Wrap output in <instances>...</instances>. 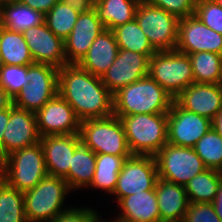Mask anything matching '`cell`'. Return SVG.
Listing matches in <instances>:
<instances>
[{"label": "cell", "instance_id": "6da1fadb", "mask_svg": "<svg viewBox=\"0 0 222 222\" xmlns=\"http://www.w3.org/2000/svg\"><path fill=\"white\" fill-rule=\"evenodd\" d=\"M58 94L71 105L80 121L113 115V94L102 83L101 77L78 64L59 68Z\"/></svg>", "mask_w": 222, "mask_h": 222}, {"label": "cell", "instance_id": "7a4b0ae2", "mask_svg": "<svg viewBox=\"0 0 222 222\" xmlns=\"http://www.w3.org/2000/svg\"><path fill=\"white\" fill-rule=\"evenodd\" d=\"M173 102V96L148 75L113 94V115L168 113Z\"/></svg>", "mask_w": 222, "mask_h": 222}, {"label": "cell", "instance_id": "3957f363", "mask_svg": "<svg viewBox=\"0 0 222 222\" xmlns=\"http://www.w3.org/2000/svg\"><path fill=\"white\" fill-rule=\"evenodd\" d=\"M47 175L40 142L14 151L0 162V178L23 193L34 188Z\"/></svg>", "mask_w": 222, "mask_h": 222}, {"label": "cell", "instance_id": "277c9868", "mask_svg": "<svg viewBox=\"0 0 222 222\" xmlns=\"http://www.w3.org/2000/svg\"><path fill=\"white\" fill-rule=\"evenodd\" d=\"M168 113L122 116L132 155L155 156L167 144Z\"/></svg>", "mask_w": 222, "mask_h": 222}, {"label": "cell", "instance_id": "5b68a950", "mask_svg": "<svg viewBox=\"0 0 222 222\" xmlns=\"http://www.w3.org/2000/svg\"><path fill=\"white\" fill-rule=\"evenodd\" d=\"M69 191L71 189L64 178L51 175L44 177L34 188L24 192L27 221L49 222L56 218L67 209L62 206Z\"/></svg>", "mask_w": 222, "mask_h": 222}, {"label": "cell", "instance_id": "8992f818", "mask_svg": "<svg viewBox=\"0 0 222 222\" xmlns=\"http://www.w3.org/2000/svg\"><path fill=\"white\" fill-rule=\"evenodd\" d=\"M79 135L96 154L132 156L122 121L115 115L81 121Z\"/></svg>", "mask_w": 222, "mask_h": 222}, {"label": "cell", "instance_id": "52a82bcc", "mask_svg": "<svg viewBox=\"0 0 222 222\" xmlns=\"http://www.w3.org/2000/svg\"><path fill=\"white\" fill-rule=\"evenodd\" d=\"M148 75L174 99L195 83L190 57L178 50L155 52L149 60Z\"/></svg>", "mask_w": 222, "mask_h": 222}, {"label": "cell", "instance_id": "ba28073f", "mask_svg": "<svg viewBox=\"0 0 222 222\" xmlns=\"http://www.w3.org/2000/svg\"><path fill=\"white\" fill-rule=\"evenodd\" d=\"M135 20L156 52L175 50L179 19L164 9L139 3Z\"/></svg>", "mask_w": 222, "mask_h": 222}, {"label": "cell", "instance_id": "9c48e42d", "mask_svg": "<svg viewBox=\"0 0 222 222\" xmlns=\"http://www.w3.org/2000/svg\"><path fill=\"white\" fill-rule=\"evenodd\" d=\"M154 157L158 177L184 187L194 176L207 169L203 160L189 147L167 143Z\"/></svg>", "mask_w": 222, "mask_h": 222}, {"label": "cell", "instance_id": "30bf717a", "mask_svg": "<svg viewBox=\"0 0 222 222\" xmlns=\"http://www.w3.org/2000/svg\"><path fill=\"white\" fill-rule=\"evenodd\" d=\"M58 72V68L49 64L28 65L30 82L13 99V105L36 114L58 94Z\"/></svg>", "mask_w": 222, "mask_h": 222}, {"label": "cell", "instance_id": "8fae6325", "mask_svg": "<svg viewBox=\"0 0 222 222\" xmlns=\"http://www.w3.org/2000/svg\"><path fill=\"white\" fill-rule=\"evenodd\" d=\"M158 178L154 156L132 155L123 163L113 195L118 201L131 194L155 190Z\"/></svg>", "mask_w": 222, "mask_h": 222}, {"label": "cell", "instance_id": "7c38bea8", "mask_svg": "<svg viewBox=\"0 0 222 222\" xmlns=\"http://www.w3.org/2000/svg\"><path fill=\"white\" fill-rule=\"evenodd\" d=\"M211 128L212 120L186 111L174 101L168 112L167 142L193 148Z\"/></svg>", "mask_w": 222, "mask_h": 222}, {"label": "cell", "instance_id": "4fadbf2b", "mask_svg": "<svg viewBox=\"0 0 222 222\" xmlns=\"http://www.w3.org/2000/svg\"><path fill=\"white\" fill-rule=\"evenodd\" d=\"M152 55L119 49L116 59L102 75V83L114 94L122 87L148 76Z\"/></svg>", "mask_w": 222, "mask_h": 222}, {"label": "cell", "instance_id": "5bb4252c", "mask_svg": "<svg viewBox=\"0 0 222 222\" xmlns=\"http://www.w3.org/2000/svg\"><path fill=\"white\" fill-rule=\"evenodd\" d=\"M105 30L92 5H87L68 37L64 40V53L67 64H78L87 54L97 36Z\"/></svg>", "mask_w": 222, "mask_h": 222}, {"label": "cell", "instance_id": "9a60e30c", "mask_svg": "<svg viewBox=\"0 0 222 222\" xmlns=\"http://www.w3.org/2000/svg\"><path fill=\"white\" fill-rule=\"evenodd\" d=\"M175 50L186 55L202 51L222 55V34L208 28L195 15L179 19Z\"/></svg>", "mask_w": 222, "mask_h": 222}, {"label": "cell", "instance_id": "2e32d148", "mask_svg": "<svg viewBox=\"0 0 222 222\" xmlns=\"http://www.w3.org/2000/svg\"><path fill=\"white\" fill-rule=\"evenodd\" d=\"M36 119L40 137L80 132L81 121L71 105L59 94L44 104L36 113Z\"/></svg>", "mask_w": 222, "mask_h": 222}, {"label": "cell", "instance_id": "e0dca14e", "mask_svg": "<svg viewBox=\"0 0 222 222\" xmlns=\"http://www.w3.org/2000/svg\"><path fill=\"white\" fill-rule=\"evenodd\" d=\"M36 114L10 106V119L2 138V160L14 151L40 142Z\"/></svg>", "mask_w": 222, "mask_h": 222}, {"label": "cell", "instance_id": "ac0fdd59", "mask_svg": "<svg viewBox=\"0 0 222 222\" xmlns=\"http://www.w3.org/2000/svg\"><path fill=\"white\" fill-rule=\"evenodd\" d=\"M34 63L49 64L61 68L67 64L64 41L45 24L31 27L23 33Z\"/></svg>", "mask_w": 222, "mask_h": 222}, {"label": "cell", "instance_id": "d6986e66", "mask_svg": "<svg viewBox=\"0 0 222 222\" xmlns=\"http://www.w3.org/2000/svg\"><path fill=\"white\" fill-rule=\"evenodd\" d=\"M174 101L186 111L212 120L222 109V83H193Z\"/></svg>", "mask_w": 222, "mask_h": 222}, {"label": "cell", "instance_id": "ffe728a7", "mask_svg": "<svg viewBox=\"0 0 222 222\" xmlns=\"http://www.w3.org/2000/svg\"><path fill=\"white\" fill-rule=\"evenodd\" d=\"M80 143L79 133L41 137L48 175L64 178L69 173L73 153Z\"/></svg>", "mask_w": 222, "mask_h": 222}, {"label": "cell", "instance_id": "44dd1931", "mask_svg": "<svg viewBox=\"0 0 222 222\" xmlns=\"http://www.w3.org/2000/svg\"><path fill=\"white\" fill-rule=\"evenodd\" d=\"M117 202L121 214L113 222H161L155 190L131 194Z\"/></svg>", "mask_w": 222, "mask_h": 222}, {"label": "cell", "instance_id": "7402d4cb", "mask_svg": "<svg viewBox=\"0 0 222 222\" xmlns=\"http://www.w3.org/2000/svg\"><path fill=\"white\" fill-rule=\"evenodd\" d=\"M155 194L161 222H182L190 204L185 187L158 178Z\"/></svg>", "mask_w": 222, "mask_h": 222}, {"label": "cell", "instance_id": "603a6c76", "mask_svg": "<svg viewBox=\"0 0 222 222\" xmlns=\"http://www.w3.org/2000/svg\"><path fill=\"white\" fill-rule=\"evenodd\" d=\"M119 51L112 30H103L91 44L78 65L91 74L102 77L114 62Z\"/></svg>", "mask_w": 222, "mask_h": 222}, {"label": "cell", "instance_id": "cb8c5ba5", "mask_svg": "<svg viewBox=\"0 0 222 222\" xmlns=\"http://www.w3.org/2000/svg\"><path fill=\"white\" fill-rule=\"evenodd\" d=\"M86 6L77 0H59L44 15V22L57 37L64 41L71 33L80 12Z\"/></svg>", "mask_w": 222, "mask_h": 222}, {"label": "cell", "instance_id": "d4e9b609", "mask_svg": "<svg viewBox=\"0 0 222 222\" xmlns=\"http://www.w3.org/2000/svg\"><path fill=\"white\" fill-rule=\"evenodd\" d=\"M96 168V153L82 142L75 148L69 173L64 177L70 189L88 188L91 184Z\"/></svg>", "mask_w": 222, "mask_h": 222}, {"label": "cell", "instance_id": "484cf974", "mask_svg": "<svg viewBox=\"0 0 222 222\" xmlns=\"http://www.w3.org/2000/svg\"><path fill=\"white\" fill-rule=\"evenodd\" d=\"M44 22V15L19 1L0 5V25L8 30L23 33Z\"/></svg>", "mask_w": 222, "mask_h": 222}, {"label": "cell", "instance_id": "4316f807", "mask_svg": "<svg viewBox=\"0 0 222 222\" xmlns=\"http://www.w3.org/2000/svg\"><path fill=\"white\" fill-rule=\"evenodd\" d=\"M135 0H97L92 6L105 29L112 30L135 19Z\"/></svg>", "mask_w": 222, "mask_h": 222}, {"label": "cell", "instance_id": "83f0119b", "mask_svg": "<svg viewBox=\"0 0 222 222\" xmlns=\"http://www.w3.org/2000/svg\"><path fill=\"white\" fill-rule=\"evenodd\" d=\"M0 54L4 65H31L34 63L29 47L20 32L0 25Z\"/></svg>", "mask_w": 222, "mask_h": 222}, {"label": "cell", "instance_id": "f1b7e54d", "mask_svg": "<svg viewBox=\"0 0 222 222\" xmlns=\"http://www.w3.org/2000/svg\"><path fill=\"white\" fill-rule=\"evenodd\" d=\"M129 157L131 156L96 154L94 177L88 187L113 194L117 186L118 174L122 170L124 161Z\"/></svg>", "mask_w": 222, "mask_h": 222}, {"label": "cell", "instance_id": "f546056e", "mask_svg": "<svg viewBox=\"0 0 222 222\" xmlns=\"http://www.w3.org/2000/svg\"><path fill=\"white\" fill-rule=\"evenodd\" d=\"M196 83H222V55L213 52L188 54Z\"/></svg>", "mask_w": 222, "mask_h": 222}, {"label": "cell", "instance_id": "4dcf8cb0", "mask_svg": "<svg viewBox=\"0 0 222 222\" xmlns=\"http://www.w3.org/2000/svg\"><path fill=\"white\" fill-rule=\"evenodd\" d=\"M221 179L222 172L213 169H206L194 176L185 185L189 202L212 203Z\"/></svg>", "mask_w": 222, "mask_h": 222}, {"label": "cell", "instance_id": "1f68e13d", "mask_svg": "<svg viewBox=\"0 0 222 222\" xmlns=\"http://www.w3.org/2000/svg\"><path fill=\"white\" fill-rule=\"evenodd\" d=\"M112 32L119 49L134 51L141 54H154L156 52L135 19L117 26L112 29Z\"/></svg>", "mask_w": 222, "mask_h": 222}, {"label": "cell", "instance_id": "d6a6232c", "mask_svg": "<svg viewBox=\"0 0 222 222\" xmlns=\"http://www.w3.org/2000/svg\"><path fill=\"white\" fill-rule=\"evenodd\" d=\"M0 222H28L24 208V193L10 187L0 178Z\"/></svg>", "mask_w": 222, "mask_h": 222}, {"label": "cell", "instance_id": "836d02e7", "mask_svg": "<svg viewBox=\"0 0 222 222\" xmlns=\"http://www.w3.org/2000/svg\"><path fill=\"white\" fill-rule=\"evenodd\" d=\"M207 169L222 172V138L211 128L193 147Z\"/></svg>", "mask_w": 222, "mask_h": 222}, {"label": "cell", "instance_id": "e575fe53", "mask_svg": "<svg viewBox=\"0 0 222 222\" xmlns=\"http://www.w3.org/2000/svg\"><path fill=\"white\" fill-rule=\"evenodd\" d=\"M28 79V65H4L0 70V86L14 99L25 88Z\"/></svg>", "mask_w": 222, "mask_h": 222}, {"label": "cell", "instance_id": "d590c367", "mask_svg": "<svg viewBox=\"0 0 222 222\" xmlns=\"http://www.w3.org/2000/svg\"><path fill=\"white\" fill-rule=\"evenodd\" d=\"M194 15L208 28L222 34V7L215 0H197Z\"/></svg>", "mask_w": 222, "mask_h": 222}, {"label": "cell", "instance_id": "8d00e7d4", "mask_svg": "<svg viewBox=\"0 0 222 222\" xmlns=\"http://www.w3.org/2000/svg\"><path fill=\"white\" fill-rule=\"evenodd\" d=\"M197 0H149V4L162 8L178 19L193 16Z\"/></svg>", "mask_w": 222, "mask_h": 222}, {"label": "cell", "instance_id": "74e56055", "mask_svg": "<svg viewBox=\"0 0 222 222\" xmlns=\"http://www.w3.org/2000/svg\"><path fill=\"white\" fill-rule=\"evenodd\" d=\"M182 222H221L212 203L190 202Z\"/></svg>", "mask_w": 222, "mask_h": 222}, {"label": "cell", "instance_id": "f35d334b", "mask_svg": "<svg viewBox=\"0 0 222 222\" xmlns=\"http://www.w3.org/2000/svg\"><path fill=\"white\" fill-rule=\"evenodd\" d=\"M101 216L91 208H69L49 222H97Z\"/></svg>", "mask_w": 222, "mask_h": 222}, {"label": "cell", "instance_id": "ab89813d", "mask_svg": "<svg viewBox=\"0 0 222 222\" xmlns=\"http://www.w3.org/2000/svg\"><path fill=\"white\" fill-rule=\"evenodd\" d=\"M58 1L59 0H19L21 4L29 6L33 10L41 12L43 15L47 14Z\"/></svg>", "mask_w": 222, "mask_h": 222}, {"label": "cell", "instance_id": "60d3db41", "mask_svg": "<svg viewBox=\"0 0 222 222\" xmlns=\"http://www.w3.org/2000/svg\"><path fill=\"white\" fill-rule=\"evenodd\" d=\"M10 119V107L0 111V162L2 161V138Z\"/></svg>", "mask_w": 222, "mask_h": 222}, {"label": "cell", "instance_id": "b9f144b4", "mask_svg": "<svg viewBox=\"0 0 222 222\" xmlns=\"http://www.w3.org/2000/svg\"><path fill=\"white\" fill-rule=\"evenodd\" d=\"M212 206L222 222V179L220 180L216 196L212 202Z\"/></svg>", "mask_w": 222, "mask_h": 222}, {"label": "cell", "instance_id": "7bdbcfd3", "mask_svg": "<svg viewBox=\"0 0 222 222\" xmlns=\"http://www.w3.org/2000/svg\"><path fill=\"white\" fill-rule=\"evenodd\" d=\"M13 104V99L0 86V111L9 108Z\"/></svg>", "mask_w": 222, "mask_h": 222}, {"label": "cell", "instance_id": "ee69618b", "mask_svg": "<svg viewBox=\"0 0 222 222\" xmlns=\"http://www.w3.org/2000/svg\"><path fill=\"white\" fill-rule=\"evenodd\" d=\"M212 128L220 135L222 138V109L217 113V115L212 119Z\"/></svg>", "mask_w": 222, "mask_h": 222}, {"label": "cell", "instance_id": "f6af8a7d", "mask_svg": "<svg viewBox=\"0 0 222 222\" xmlns=\"http://www.w3.org/2000/svg\"><path fill=\"white\" fill-rule=\"evenodd\" d=\"M84 3L85 5H93L97 0H77Z\"/></svg>", "mask_w": 222, "mask_h": 222}, {"label": "cell", "instance_id": "bcb514c9", "mask_svg": "<svg viewBox=\"0 0 222 222\" xmlns=\"http://www.w3.org/2000/svg\"><path fill=\"white\" fill-rule=\"evenodd\" d=\"M16 1H19V0H0V5L3 3L16 2Z\"/></svg>", "mask_w": 222, "mask_h": 222}, {"label": "cell", "instance_id": "7dc6e473", "mask_svg": "<svg viewBox=\"0 0 222 222\" xmlns=\"http://www.w3.org/2000/svg\"><path fill=\"white\" fill-rule=\"evenodd\" d=\"M4 66V63H3V60H2V57H1V54H0V70L1 68Z\"/></svg>", "mask_w": 222, "mask_h": 222}, {"label": "cell", "instance_id": "c3c4849f", "mask_svg": "<svg viewBox=\"0 0 222 222\" xmlns=\"http://www.w3.org/2000/svg\"><path fill=\"white\" fill-rule=\"evenodd\" d=\"M137 1L138 3H146V2H149V0H135Z\"/></svg>", "mask_w": 222, "mask_h": 222}, {"label": "cell", "instance_id": "681fc988", "mask_svg": "<svg viewBox=\"0 0 222 222\" xmlns=\"http://www.w3.org/2000/svg\"><path fill=\"white\" fill-rule=\"evenodd\" d=\"M222 7V0H215Z\"/></svg>", "mask_w": 222, "mask_h": 222}, {"label": "cell", "instance_id": "f907efd6", "mask_svg": "<svg viewBox=\"0 0 222 222\" xmlns=\"http://www.w3.org/2000/svg\"><path fill=\"white\" fill-rule=\"evenodd\" d=\"M97 222H106V221H102L101 219H99ZM113 222V221H112Z\"/></svg>", "mask_w": 222, "mask_h": 222}]
</instances>
